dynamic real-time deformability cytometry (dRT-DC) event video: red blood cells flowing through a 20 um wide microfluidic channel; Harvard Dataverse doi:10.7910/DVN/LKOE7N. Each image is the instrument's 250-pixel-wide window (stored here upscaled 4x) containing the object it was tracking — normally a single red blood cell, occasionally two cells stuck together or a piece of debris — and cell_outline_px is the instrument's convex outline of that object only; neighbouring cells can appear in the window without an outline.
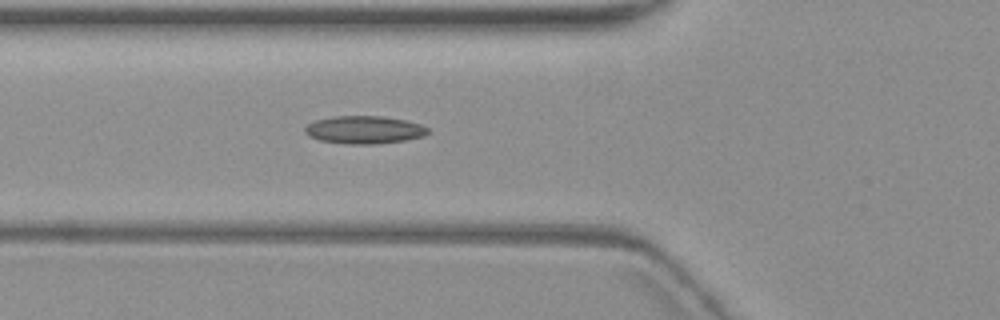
{"species": "common noctule bat (a hibernating species)", "species_latin": "Nyctalus noctula", "temperature_condition": "warm", "stored_images_in_passage": 6, "camera_frame_rate_fps": 3000, "um_per_image_px": 0.085, "animal": {"sex": "female", "body_mass_g": 19.3, "forearm_length_mm": 54.1}, "frame": {"image": 1, "passage_image": 6, "time_ms": 6.0, "image_size_px": [1000, 320], "cell_outline_px": [[428, 132], [424, 136], [404, 140], [376, 144], [348, 144], [320, 140], [308, 136], [304, 132], [304, 128], [308, 124], [316, 120], [332, 116], [380, 116], [404, 120], [420, 124], [428, 128]], "centroid_in_image_um": [30.93, 11.03], "position_along_channel_um": 94.9, "area_um2": 19.83}}